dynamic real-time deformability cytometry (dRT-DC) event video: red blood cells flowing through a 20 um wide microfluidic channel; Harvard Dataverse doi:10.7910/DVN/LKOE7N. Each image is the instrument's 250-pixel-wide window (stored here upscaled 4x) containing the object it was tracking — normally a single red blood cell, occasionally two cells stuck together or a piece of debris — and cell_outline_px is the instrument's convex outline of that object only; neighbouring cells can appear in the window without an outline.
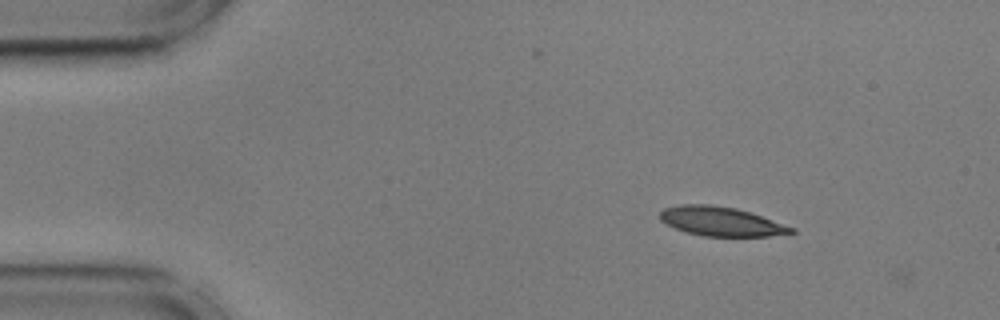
{"species": "common noctule bat (a hibernating species)", "species_latin": "Nyctalus noctula", "temperature_condition": "cold", "stored_images_in_passage": 8, "camera_frame_rate_fps": 3000, "um_per_image_px": 0.085, "animal": {"sex": "male", "body_mass_g": 17.9, "forearm_length_mm": 54.2}, "frame": {"image": 1, "passage_image": 4, "time_ms": 1.0, "image_size_px": [1000, 320], "cell_outline_px": [[796, 232], [768, 236], [704, 236], [688, 232], [676, 228], [660, 220], [660, 212], [664, 208], [680, 204], [708, 204], [736, 208], [796, 228]], "centroid_in_image_um": [61.28, 18.81], "position_along_channel_um": 23.7, "area_um2": 22.02}}